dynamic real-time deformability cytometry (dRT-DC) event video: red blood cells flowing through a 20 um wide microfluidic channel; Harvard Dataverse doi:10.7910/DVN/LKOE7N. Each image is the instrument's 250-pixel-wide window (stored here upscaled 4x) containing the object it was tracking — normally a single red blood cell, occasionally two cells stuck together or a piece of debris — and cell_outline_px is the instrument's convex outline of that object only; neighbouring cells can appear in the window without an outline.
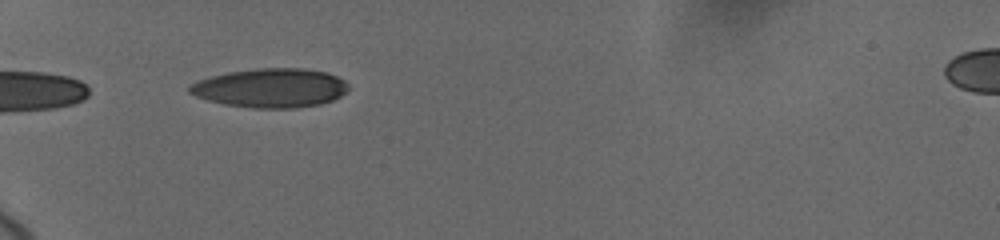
{"species": "human", "species_latin": "Homo sapiens", "temperature_condition": "cold", "stored_images_in_passage": 9, "camera_frame_rate_fps": 3000, "um_per_image_px": 0.085, "donor": {"sex": "female"}, "frame": {"image": 1, "passage_image": 6, "time_ms": 0.667, "image_size_px": [1000, 240], "cell_outline_px": [[348, 88], [340, 96], [332, 100], [320, 104], [296, 108], [252, 108], [224, 104], [208, 100], [196, 96], [188, 92], [188, 88], [192, 84], [200, 80], [212, 76], [228, 72], [260, 68], [304, 68], [328, 72], [344, 80], [348, 84]], "centroid_in_image_um": [23.02, 7.48], "position_along_channel_um": 62.0, "area_um2": 36.07}}